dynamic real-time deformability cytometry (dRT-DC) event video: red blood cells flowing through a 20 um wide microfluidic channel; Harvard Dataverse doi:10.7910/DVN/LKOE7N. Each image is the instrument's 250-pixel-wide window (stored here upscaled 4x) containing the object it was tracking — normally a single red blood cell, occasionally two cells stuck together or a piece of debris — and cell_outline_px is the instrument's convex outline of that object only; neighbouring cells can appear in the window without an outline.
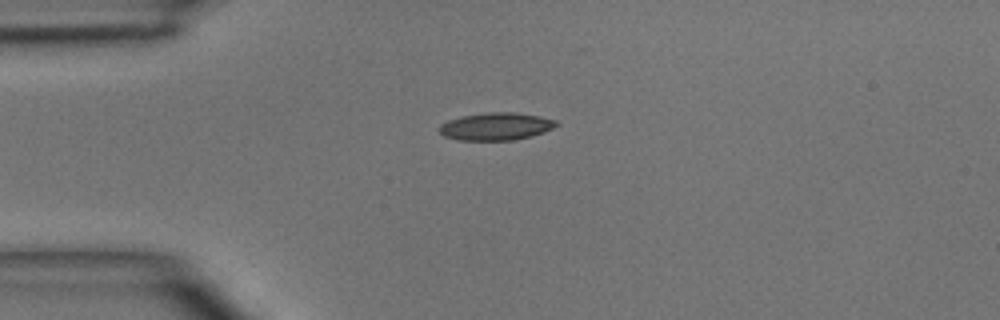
{"species": "common noctule bat (a hibernating species)", "species_latin": "Nyctalus noctula", "temperature_condition": "room temperature", "stored_images_in_passage": 4, "camera_frame_rate_fps": 3000, "um_per_image_px": 0.085, "animal": {"sex": "male", "body_mass_g": 15.6}, "frame": {"image": 1, "passage_image": 4, "time_ms": 3.333, "image_size_px": [1000, 320], "cell_outline_px": [[560, 124], [544, 132], [532, 136], [512, 140], [460, 140], [444, 136], [436, 128], [440, 124], [448, 120], [464, 116], [492, 112], [512, 112], [540, 116], [556, 120]], "centroid_in_image_um": [42.16, 10.75], "position_along_channel_um": 42.8, "area_um2": 18.73}}